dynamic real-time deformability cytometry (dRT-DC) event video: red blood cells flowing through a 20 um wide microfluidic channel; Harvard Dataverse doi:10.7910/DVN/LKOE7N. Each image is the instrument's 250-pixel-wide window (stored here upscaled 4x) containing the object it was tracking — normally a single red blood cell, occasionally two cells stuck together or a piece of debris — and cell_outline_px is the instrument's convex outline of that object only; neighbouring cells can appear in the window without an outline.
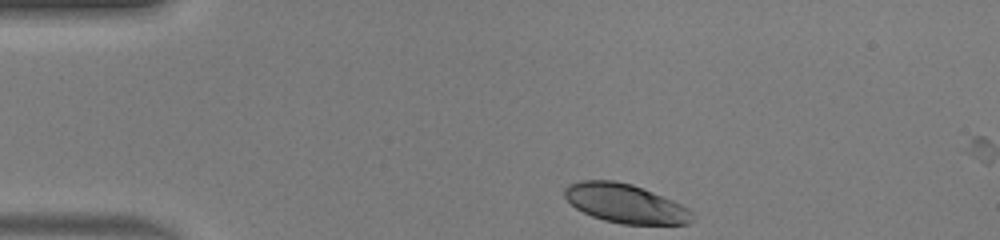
{"species": "human", "species_latin": "Homo sapiens", "temperature_condition": "warm", "stored_images_in_passage": 7, "camera_frame_rate_fps": 3000, "um_per_image_px": 0.085, "donor": {"sex": "male"}, "frame": {"image": 1, "passage_image": 1, "time_ms": 0.0, "image_size_px": [1000, 240], "cell_outline_px": [[692, 220], [688, 224], [620, 224], [604, 220], [592, 216], [576, 208], [564, 196], [564, 188], [568, 184], [580, 180], [612, 180], [632, 184], [672, 200], [688, 208], [692, 212]], "centroid_in_image_um": [53.13, 17.29], "position_along_channel_um": 31.9, "area_um2": 28.84}}